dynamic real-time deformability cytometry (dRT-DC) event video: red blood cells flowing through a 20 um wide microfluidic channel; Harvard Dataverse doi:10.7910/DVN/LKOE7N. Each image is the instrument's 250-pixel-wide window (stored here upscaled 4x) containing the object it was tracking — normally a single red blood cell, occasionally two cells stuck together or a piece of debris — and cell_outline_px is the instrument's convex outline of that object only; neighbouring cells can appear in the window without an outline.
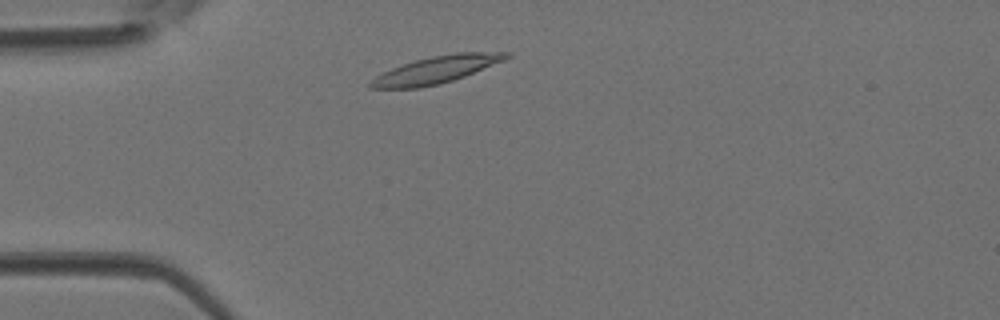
{"species": "Egyptian fruit bat (a non-hibernating species)", "species_latin": "Rousettus aegyptiacus", "temperature_condition": "room temperature", "stored_images_in_passage": 36, "camera_frame_rate_fps": 3000, "um_per_image_px": 0.085, "animal": {"sex": "female"}, "frame": {"image": 1, "passage_image": 3, "time_ms": 0.667, "image_size_px": [1000, 320], "cell_outline_px": [[512, 56], [504, 60], [464, 76], [452, 80], [420, 88], [368, 88], [368, 84], [376, 76], [392, 68], [416, 60], [432, 56], [456, 52], [512, 52]], "centroid_in_image_um": [37.1, 5.92], "position_along_channel_um": 47.9, "area_um2": 21.1}}
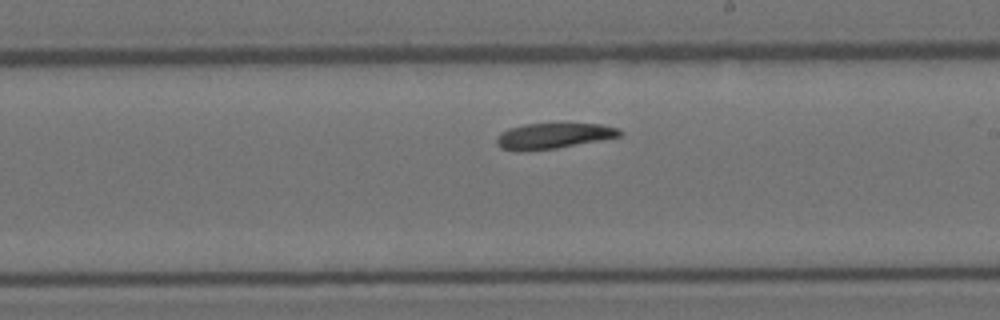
{"frame": {"image": 2, "passage_image": 17, "time_ms": 5.333, "image_size_px": [1000, 320], "cell_outline_px": [[624, 136], [556, 148], [520, 152], [516, 152], [500, 148], [496, 144], [496, 136], [500, 132], [508, 128], [524, 124], [600, 124], [620, 128], [624, 132]], "centroid_in_image_um": [47.02, 11.56], "position_along_channel_um": 242.0, "area_um2": 18.73}}
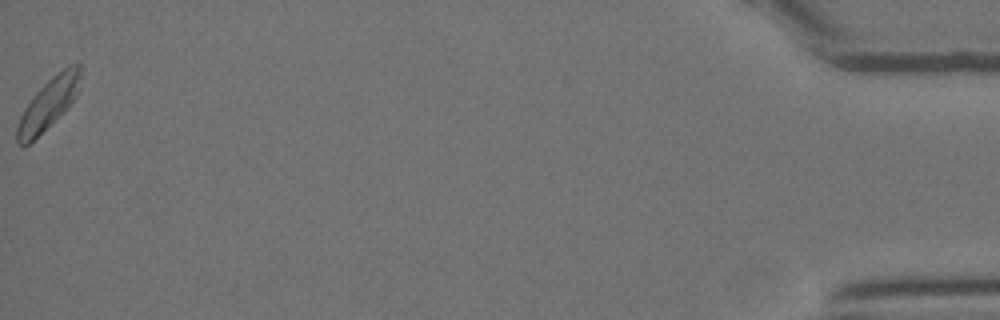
{"frame": {"image": 3, "passage_image": 36, "time_ms": 11.667, "image_size_px": [1000, 320], "cell_outline_px": [[80, 72], [76, 96], [64, 112], [60, 116], [24, 148], [20, 148], [16, 144], [16, 128], [20, 116], [24, 108], [32, 96], [52, 76], [68, 64], [80, 64]], "centroid_in_image_um": [4.06, 8.87], "position_along_channel_um": 431.1, "area_um2": 18.84}}